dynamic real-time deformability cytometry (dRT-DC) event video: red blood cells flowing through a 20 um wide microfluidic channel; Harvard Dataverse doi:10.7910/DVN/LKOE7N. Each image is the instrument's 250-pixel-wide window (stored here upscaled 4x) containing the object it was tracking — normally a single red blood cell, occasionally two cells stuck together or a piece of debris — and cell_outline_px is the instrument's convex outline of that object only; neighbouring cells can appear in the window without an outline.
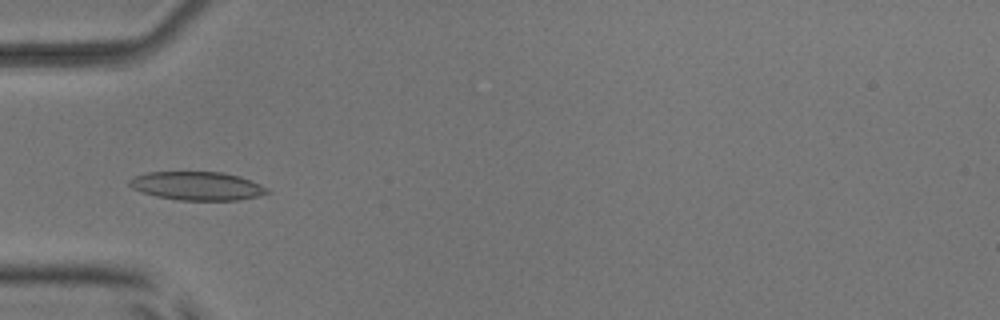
{"species": "common noctule bat (a hibernating species)", "species_latin": "Nyctalus noctula", "temperature_condition": "room temperature", "stored_images_in_passage": 7, "camera_frame_rate_fps": 3000, "um_per_image_px": 0.085, "animal": {"sex": "male", "body_mass_g": 17.9, "forearm_length_mm": 54.2}, "frame": {"image": 1, "passage_image": 4, "time_ms": 4.333, "image_size_px": [1000, 320], "cell_outline_px": [[272, 192], [260, 196], [240, 200], [180, 200], [156, 196], [140, 192], [132, 188], [128, 184], [128, 180], [136, 176], [148, 172], [224, 172], [240, 176], [260, 184], [268, 188]], "centroid_in_image_um": [16.79, 15.81], "position_along_channel_um": 68.2, "area_um2": 23.06}}
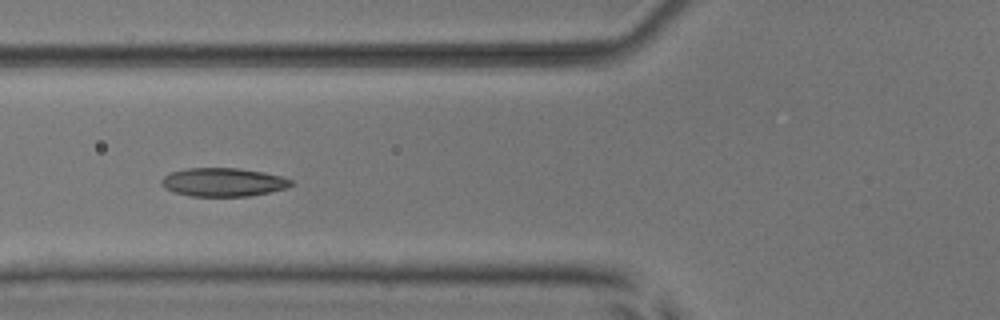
{"frame": {"image": 2, "passage_image": 5, "time_ms": 5.333, "image_size_px": [1000, 320], "cell_outline_px": [[296, 184], [288, 188], [252, 196], [192, 196], [176, 192], [164, 188], [160, 184], [160, 180], [164, 176], [172, 172], [188, 168], [236, 168], [264, 172], [280, 176], [292, 180]], "centroid_in_image_um": [19.01, 15.49], "position_along_channel_um": 106.8, "area_um2": 21.62}}
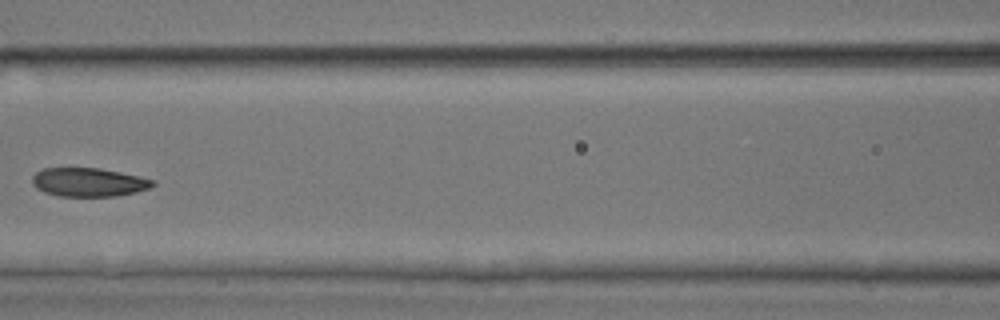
{"frame": {"image": 3, "passage_image": 6, "time_ms": 6.667, "image_size_px": [1000, 320], "cell_outline_px": [[156, 184], [148, 188], [136, 192], [116, 196], [60, 196], [44, 192], [36, 188], [32, 184], [32, 176], [36, 172], [44, 168], [100, 168], [140, 176], [156, 180]], "centroid_in_image_um": [7.54, 15.48], "position_along_channel_um": 159.1, "area_um2": 20.23}}